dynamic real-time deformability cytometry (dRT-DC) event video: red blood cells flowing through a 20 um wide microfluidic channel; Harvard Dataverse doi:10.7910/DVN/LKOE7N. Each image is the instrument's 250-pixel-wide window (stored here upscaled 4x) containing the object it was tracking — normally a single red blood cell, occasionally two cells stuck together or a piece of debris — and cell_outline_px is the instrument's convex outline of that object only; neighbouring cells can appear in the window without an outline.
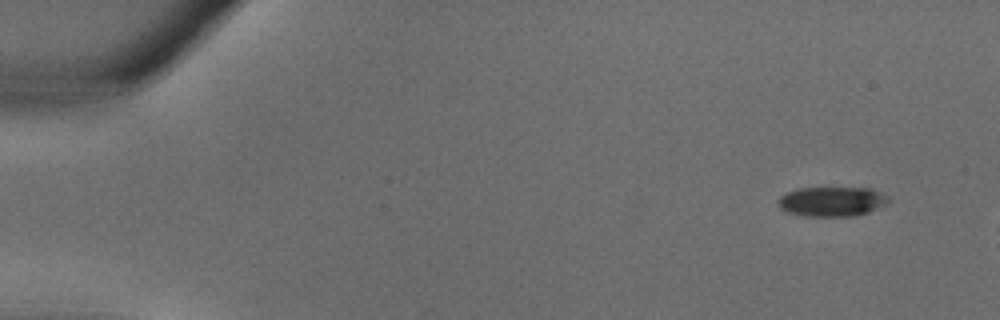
{"species": "common noctule bat (a hibernating species)", "species_latin": "Nyctalus noctula", "temperature_condition": "warm", "stored_images_in_passage": 12, "camera_frame_rate_fps": 3000, "um_per_image_px": 0.085, "animal": {"sex": "male", "body_mass_g": 18.8}, "frame": {"image": 1, "passage_image": 1, "time_ms": 0.0, "image_size_px": [1000, 320], "cell_outline_px": [[888, 200], [884, 204], [868, 212], [856, 216], [808, 216], [788, 212], [780, 208], [776, 200], [784, 192], [796, 188], [872, 188], [888, 196]], "centroid_in_image_um": [70.66, 17.12], "position_along_channel_um": 14.3, "area_um2": 19.07}}